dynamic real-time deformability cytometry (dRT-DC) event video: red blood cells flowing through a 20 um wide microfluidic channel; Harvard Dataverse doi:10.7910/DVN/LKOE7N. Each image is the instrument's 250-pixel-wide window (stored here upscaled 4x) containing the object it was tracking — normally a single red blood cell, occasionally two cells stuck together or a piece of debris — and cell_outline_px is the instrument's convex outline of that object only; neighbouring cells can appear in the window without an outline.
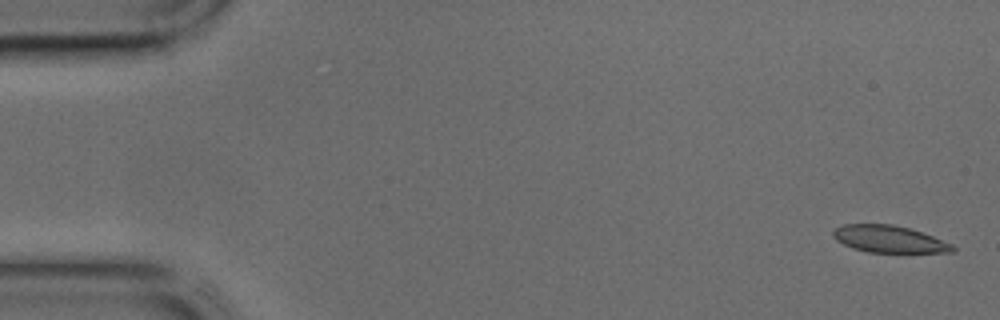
{"species": "common noctule bat (a hibernating species)", "species_latin": "Nyctalus noctula", "temperature_condition": "cold", "stored_images_in_passage": 11, "camera_frame_rate_fps": 3000, "um_per_image_px": 0.085, "animal": {"sex": "male", "body_mass_g": 17.9, "forearm_length_mm": 54.2}, "frame": {"image": 1, "passage_image": 1, "time_ms": 0.0, "image_size_px": [1000, 320], "cell_outline_px": [[956, 252], [868, 252], [852, 248], [836, 240], [832, 236], [832, 232], [836, 228], [844, 224], [892, 224], [908, 228], [932, 236], [952, 244], [956, 248]], "centroid_in_image_um": [75.56, 20.32], "position_along_channel_um": 9.4, "area_um2": 18.67}}